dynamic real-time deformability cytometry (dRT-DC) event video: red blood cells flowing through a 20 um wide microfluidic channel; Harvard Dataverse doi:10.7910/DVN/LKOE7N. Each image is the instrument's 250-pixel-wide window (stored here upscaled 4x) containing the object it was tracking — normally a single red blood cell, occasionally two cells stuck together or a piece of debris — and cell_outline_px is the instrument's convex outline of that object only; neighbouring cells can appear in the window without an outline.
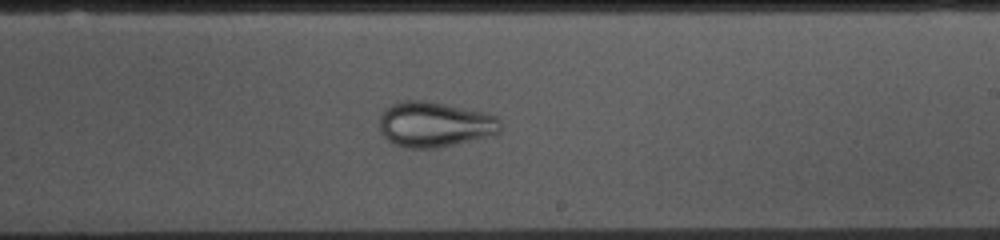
{"species": "common noctule bat (a hibernating species)", "species_latin": "Nyctalus noctula", "temperature_condition": "cold", "stored_images_in_passage": 53, "camera_frame_rate_fps": 3000, "um_per_image_px": 0.085, "animal": {"sex": "female", "body_mass_g": 10.0, "forearm_length_mm": 53.1}, "frame": {"image": 1, "passage_image": 30, "time_ms": 9.667, "image_size_px": [1000, 240], "cell_outline_px": [[500, 132], [436, 148], [404, 148], [388, 140], [384, 136], [380, 128], [380, 112], [384, 108], [392, 104], [404, 100], [424, 100], [488, 112], [496, 116], [500, 120]], "centroid_in_image_um": [36.91, 10.55], "position_along_channel_um": 252.1, "area_um2": 31.79}}
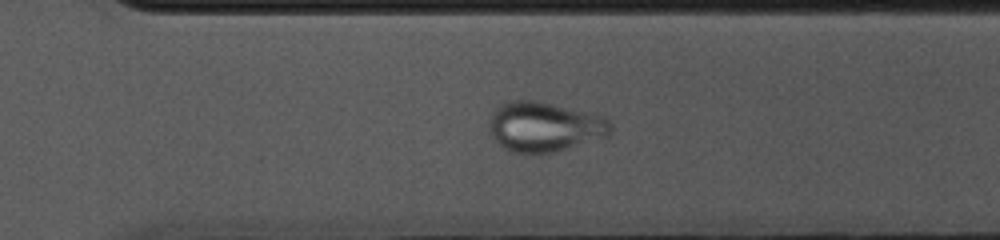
{"frame": {"image": 2, "passage_image": 36, "time_ms": 11.667, "image_size_px": [1000, 240], "cell_outline_px": [[612, 132], [608, 136], [556, 152], [536, 156], [516, 152], [504, 148], [492, 136], [488, 128], [492, 112], [496, 108], [512, 100], [536, 100], [592, 112], [608, 116], [612, 128]], "centroid_in_image_um": [46.33, 10.79], "position_along_channel_um": 324.3, "area_um2": 36.01}}
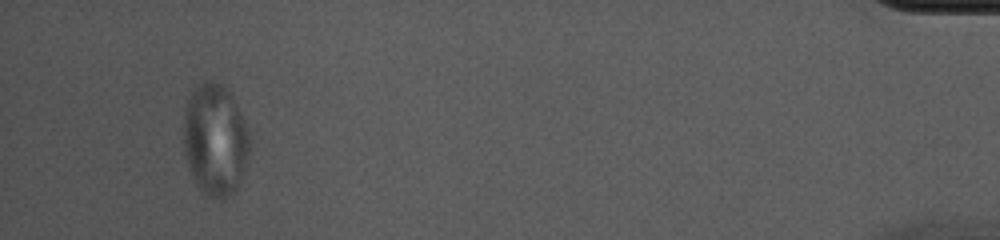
{"frame": {"image": 3, "passage_image": 50, "time_ms": 16.333, "image_size_px": [1000, 240], "cell_outline_px": [[252, 144], [240, 184], [236, 192], [232, 196], [224, 200], [220, 200], [208, 196], [196, 184], [192, 176], [184, 152], [184, 112], [188, 100], [192, 92], [204, 80], [216, 80], [224, 84], [228, 88], [252, 136]], "centroid_in_image_um": [18.34, 11.9], "position_along_channel_um": 416.9, "area_um2": 43.93}}